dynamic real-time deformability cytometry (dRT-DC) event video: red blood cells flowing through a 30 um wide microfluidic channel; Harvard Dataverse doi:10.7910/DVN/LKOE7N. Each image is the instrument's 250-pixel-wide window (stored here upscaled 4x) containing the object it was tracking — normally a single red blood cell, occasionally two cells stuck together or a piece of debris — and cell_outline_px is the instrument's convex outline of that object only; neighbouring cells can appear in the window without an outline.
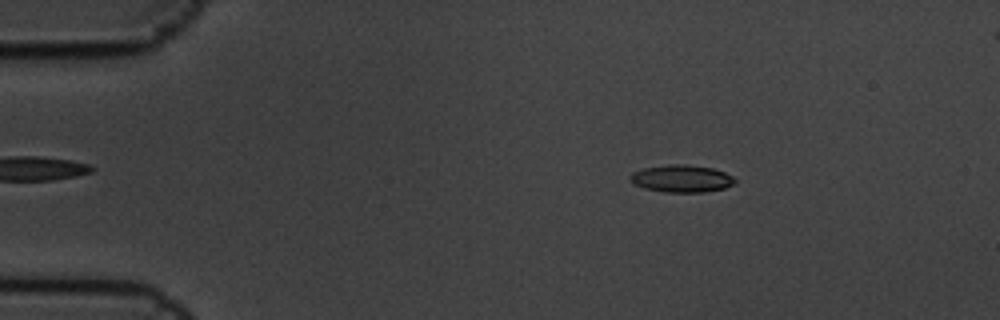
{"species": "common noctule bat (a hibernating species)", "species_latin": "Nyctalus noctula", "temperature_condition": "cold", "stored_images_in_passage": 5, "camera_frame_rate_fps": 3000, "um_per_image_px": 0.085, "animal": {"sex": "male", "body_mass_g": 19.5, "forearm_length_mm": 54.6}, "frame": {"image": 1, "passage_image": 2, "time_ms": 0.333, "image_size_px": [1000, 320], "cell_outline_px": [[736, 180], [732, 184], [724, 188], [704, 192], [664, 192], [644, 188], [632, 184], [628, 180], [628, 176], [632, 172], [644, 168], [668, 164], [684, 164], [712, 168], [724, 172], [732, 176]], "centroid_in_image_um": [57.87, 15.18], "position_along_channel_um": 27.1, "area_um2": 16.76}}